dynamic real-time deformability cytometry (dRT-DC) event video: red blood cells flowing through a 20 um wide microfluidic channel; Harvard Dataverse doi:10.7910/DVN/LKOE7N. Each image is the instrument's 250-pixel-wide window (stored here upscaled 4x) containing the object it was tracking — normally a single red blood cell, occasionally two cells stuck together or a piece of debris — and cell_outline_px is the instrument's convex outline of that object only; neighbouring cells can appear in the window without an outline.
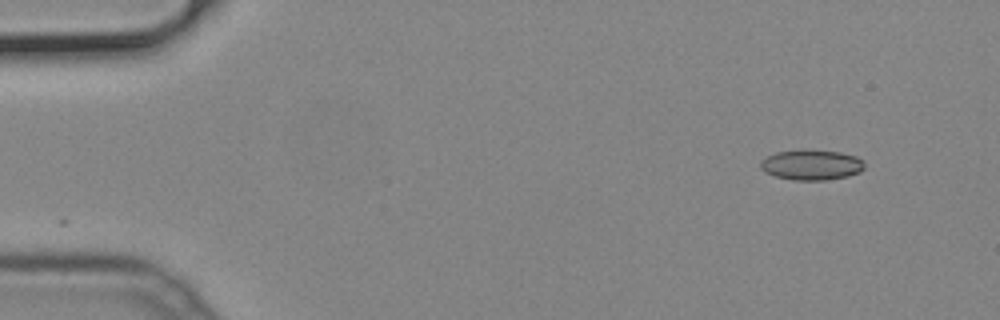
{"species": "common noctule bat (a hibernating species)", "species_latin": "Nyctalus noctula", "temperature_condition": "cold", "stored_images_in_passage": 47, "camera_frame_rate_fps": 3000, "um_per_image_px": 0.085, "animal": {"sex": "male", "body_mass_g": 19.2, "forearm_length_mm": 51.8}, "frame": {"image": 1, "passage_image": 1, "time_ms": 0.0, "image_size_px": [1000, 320], "cell_outline_px": [[864, 168], [860, 172], [848, 176], [828, 180], [792, 180], [776, 176], [764, 172], [760, 168], [760, 160], [776, 152], [840, 152], [856, 156], [864, 160]], "centroid_in_image_um": [68.99, 14.06], "position_along_channel_um": 16.0, "area_um2": 17.86}}
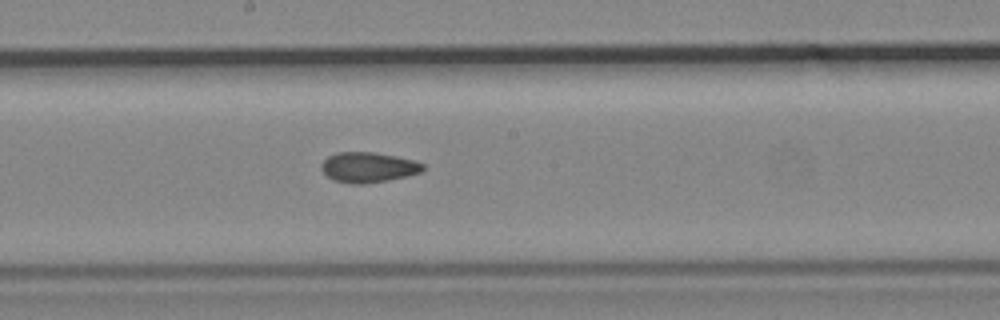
{"frame": {"image": 2, "passage_image": 24, "time_ms": 7.667, "image_size_px": [1000, 320], "cell_outline_px": [[424, 168], [420, 172], [388, 180], [364, 184], [352, 184], [336, 180], [328, 176], [320, 168], [320, 164], [328, 156], [336, 152], [372, 152], [396, 156], [412, 160], [424, 164]], "centroid_in_image_um": [31.27, 14.21], "position_along_channel_um": 216.9, "area_um2": 17.69}}
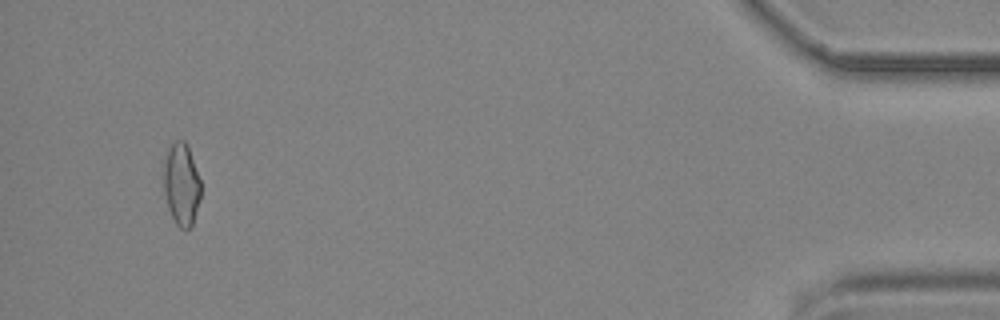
{"frame": {"image": 3, "passage_image": 45, "time_ms": 14.667, "image_size_px": [1000, 320], "cell_outline_px": [[200, 200], [192, 224], [188, 228], [180, 228], [176, 224], [168, 208], [164, 192], [164, 164], [168, 148], [176, 140], [184, 140], [188, 148], [200, 180]], "centroid_in_image_um": [15.41, 15.67], "position_along_channel_um": 419.8, "area_um2": 17.46}}